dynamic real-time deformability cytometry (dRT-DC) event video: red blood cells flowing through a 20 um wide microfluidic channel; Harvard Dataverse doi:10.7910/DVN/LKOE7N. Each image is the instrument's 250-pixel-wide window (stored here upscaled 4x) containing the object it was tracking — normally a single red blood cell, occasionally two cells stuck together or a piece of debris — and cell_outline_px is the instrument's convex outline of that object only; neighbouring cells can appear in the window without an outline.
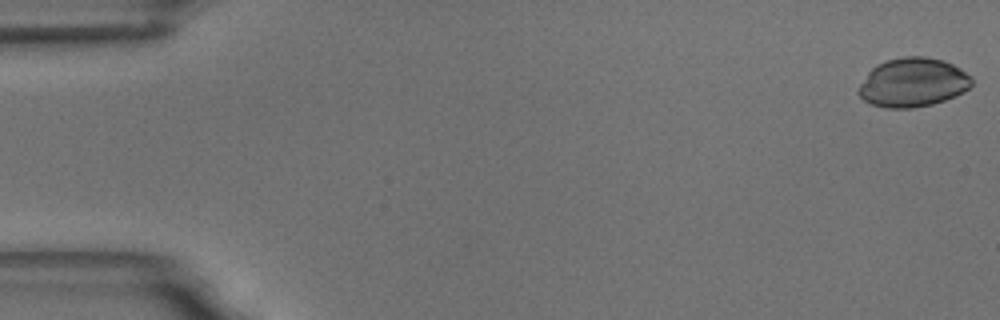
{"species": "common noctule bat (a hibernating species)", "species_latin": "Nyctalus noctula", "temperature_condition": "room temperature", "stored_images_in_passage": 57, "camera_frame_rate_fps": 3000, "um_per_image_px": 0.085, "animal": {"sex": "male", "body_mass_g": 18.8}, "frame": {"image": 1, "passage_image": 1, "time_ms": 0.0, "image_size_px": [1000, 320], "cell_outline_px": [[972, 84], [964, 92], [944, 100], [932, 104], [912, 108], [888, 108], [872, 104], [864, 100], [856, 92], [856, 88], [868, 72], [876, 64], [888, 60], [904, 56], [924, 56], [944, 60], [960, 68], [972, 76]], "centroid_in_image_um": [77.58, 7.0], "position_along_channel_um": 7.4, "area_um2": 32.48}}
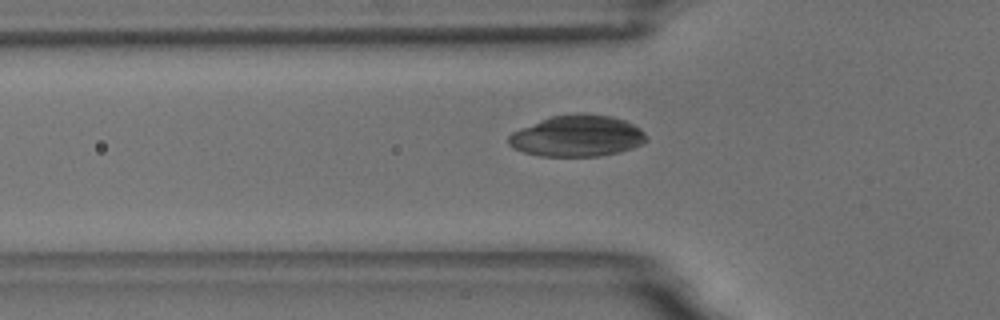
{"frame": {"image": 2, "passage_image": 19, "time_ms": 6.0, "image_size_px": [1000, 320], "cell_outline_px": [[648, 140], [632, 148], [600, 156], [540, 156], [524, 152], [512, 148], [508, 144], [508, 136], [512, 132], [520, 128], [552, 116], [576, 112], [580, 112], [612, 116], [624, 120], [640, 128], [648, 136]], "centroid_in_image_um": [49.05, 11.55], "position_along_channel_um": 76.7, "area_um2": 33.29}}
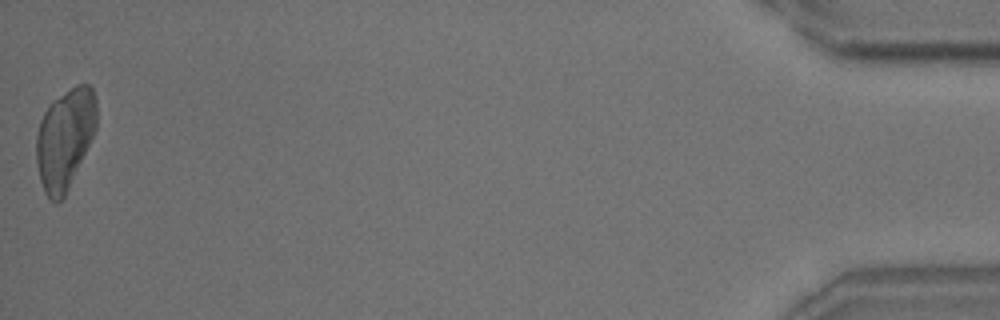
{"frame": {"image": 3, "passage_image": 57, "time_ms": 18.667, "image_size_px": [1000, 320], "cell_outline_px": [[96, 128], [68, 188], [64, 196], [56, 204], [48, 200], [44, 192], [40, 180], [36, 160], [36, 136], [40, 120], [44, 112], [52, 100], [76, 84], [88, 84], [92, 88], [96, 96]], "centroid_in_image_um": [5.49, 11.78], "position_along_channel_um": 429.7, "area_um2": 35.14}}